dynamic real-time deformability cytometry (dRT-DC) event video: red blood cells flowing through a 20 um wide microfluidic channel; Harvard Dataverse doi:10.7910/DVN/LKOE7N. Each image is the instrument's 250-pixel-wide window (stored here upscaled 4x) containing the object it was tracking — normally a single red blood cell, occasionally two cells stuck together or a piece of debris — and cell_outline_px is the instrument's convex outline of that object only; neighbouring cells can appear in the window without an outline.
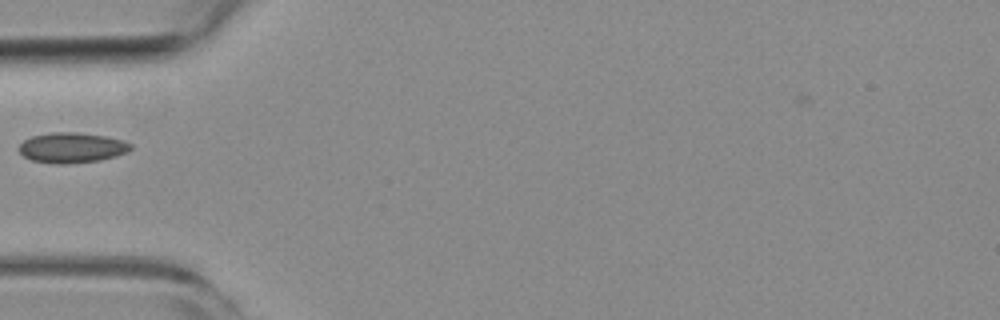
{"species": "common noctule bat (a hibernating species)", "species_latin": "Nyctalus noctula", "temperature_condition": "room temperature", "stored_images_in_passage": 37, "camera_frame_rate_fps": 3000, "um_per_image_px": 0.085, "animal": {"sex": "female", "body_mass_g": 19.3, "forearm_length_mm": 54.1}, "frame": {"image": 1, "passage_image": 1, "time_ms": 0.0, "image_size_px": [1000, 320], "cell_outline_px": [[132, 148], [128, 152], [116, 156], [100, 160], [60, 164], [56, 164], [32, 160], [24, 156], [20, 152], [20, 144], [24, 140], [32, 136], [52, 132], [76, 132], [104, 136], [124, 140], [132, 144]], "centroid_in_image_um": [6.14, 12.55], "position_along_channel_um": 78.9, "area_um2": 19.59}}
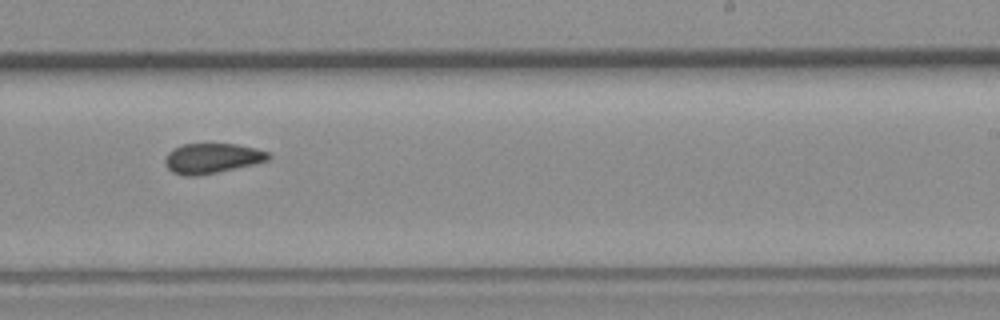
{"frame": {"image": 2, "passage_image": 16, "time_ms": 5.0, "image_size_px": [1000, 320], "cell_outline_px": [[272, 156], [268, 160], [252, 164], [216, 172], [196, 176], [184, 176], [172, 172], [168, 168], [164, 160], [168, 152], [184, 144], [236, 144], [256, 148], [268, 152]], "centroid_in_image_um": [18.02, 13.45], "position_along_channel_um": 271.0, "area_um2": 17.86}}
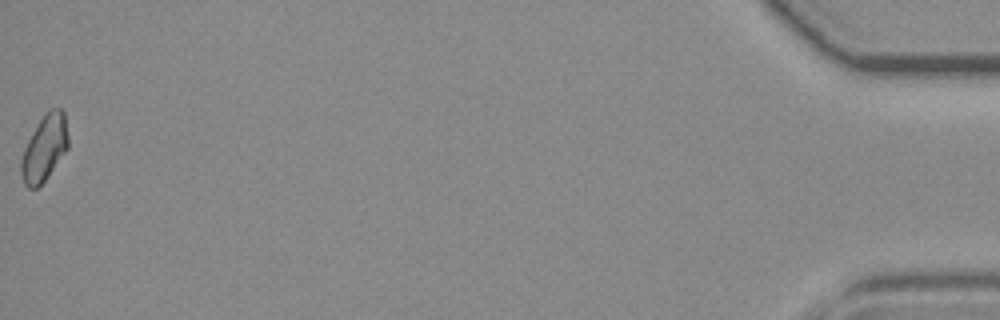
{"frame": {"image": 3, "passage_image": 37, "time_ms": 12.0, "image_size_px": [1000, 320], "cell_outline_px": [[68, 148], [48, 176], [36, 188], [28, 188], [24, 184], [20, 172], [20, 160], [24, 148], [32, 132], [44, 112], [48, 108], [60, 108], [64, 112], [68, 136]], "centroid_in_image_um": [3.76, 12.56], "position_along_channel_um": 431.4, "area_um2": 18.15}}